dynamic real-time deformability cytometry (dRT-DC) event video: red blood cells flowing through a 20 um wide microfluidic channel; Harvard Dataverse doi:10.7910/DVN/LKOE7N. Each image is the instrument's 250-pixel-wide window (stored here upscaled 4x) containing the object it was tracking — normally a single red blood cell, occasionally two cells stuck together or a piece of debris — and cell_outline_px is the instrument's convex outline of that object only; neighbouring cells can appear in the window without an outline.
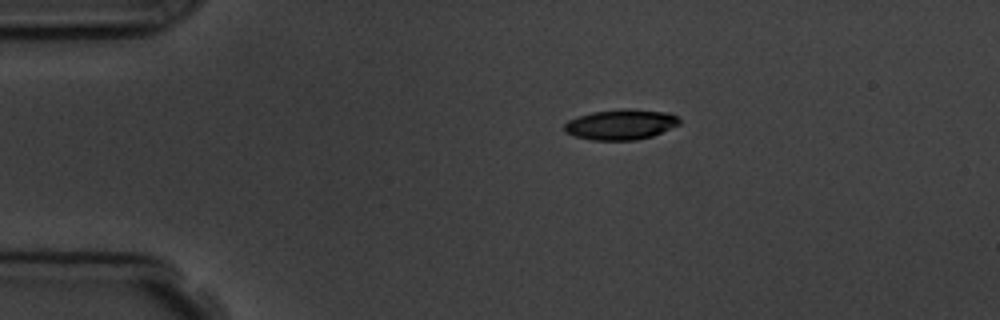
{"species": "common noctule bat (a hibernating species)", "species_latin": "Nyctalus noctula", "temperature_condition": "room temperature", "stored_images_in_passage": 3, "camera_frame_rate_fps": 3000, "um_per_image_px": 0.085, "animal": {"sex": "male", "body_mass_g": 19.5, "forearm_length_mm": 54.6}, "frame": {"image": 1, "passage_image": 1, "time_ms": 0.0, "image_size_px": [1000, 320], "cell_outline_px": [[680, 124], [652, 136], [636, 140], [592, 140], [576, 136], [564, 132], [564, 124], [568, 120], [576, 116], [592, 112], [624, 108], [628, 108], [668, 112], [676, 116], [680, 120]], "centroid_in_image_um": [52.75, 10.57], "position_along_channel_um": 32.2, "area_um2": 20.46}}
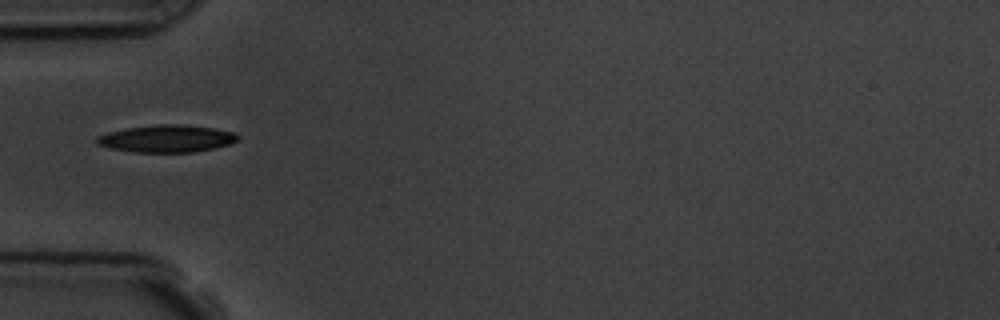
{"frame": {"image": 2, "passage_image": 3, "time_ms": 2.333, "image_size_px": [1000, 320], "cell_outline_px": [[240, 136], [236, 140], [228, 144], [216, 148], [196, 152], [136, 152], [108, 148], [96, 144], [96, 136], [108, 132], [128, 128], [156, 124], [184, 124], [212, 128], [232, 132]], "centroid_in_image_um": [14.14, 11.78], "position_along_channel_um": 70.9, "area_um2": 22.43}}